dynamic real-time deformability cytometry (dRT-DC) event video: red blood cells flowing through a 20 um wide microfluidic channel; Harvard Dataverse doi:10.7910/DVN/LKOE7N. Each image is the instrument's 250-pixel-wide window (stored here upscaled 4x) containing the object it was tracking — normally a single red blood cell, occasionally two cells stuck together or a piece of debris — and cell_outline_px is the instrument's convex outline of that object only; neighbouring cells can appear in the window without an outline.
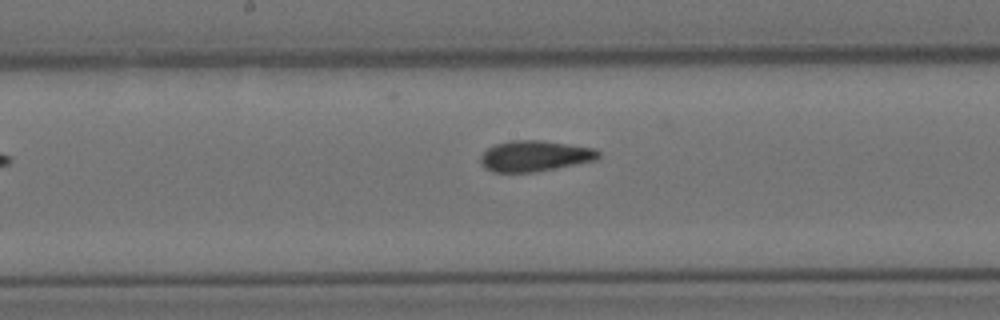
{"species": "Egyptian fruit bat (a non-hibernating species)", "species_latin": "Rousettus aegyptiacus", "temperature_condition": "cold", "stored_images_in_passage": 8, "camera_frame_rate_fps": 3000, "um_per_image_px": 0.085, "animal": {"sex": "female"}, "frame": {"image": 1, "passage_image": 6, "time_ms": 6.333, "image_size_px": [1000, 320], "cell_outline_px": [[600, 156], [596, 160], [536, 172], [492, 172], [484, 168], [480, 164], [480, 156], [488, 148], [496, 144], [512, 140], [540, 140], [596, 148], [600, 152]], "centroid_in_image_um": [45.45, 13.26], "position_along_channel_um": 202.8, "area_um2": 21.27}}